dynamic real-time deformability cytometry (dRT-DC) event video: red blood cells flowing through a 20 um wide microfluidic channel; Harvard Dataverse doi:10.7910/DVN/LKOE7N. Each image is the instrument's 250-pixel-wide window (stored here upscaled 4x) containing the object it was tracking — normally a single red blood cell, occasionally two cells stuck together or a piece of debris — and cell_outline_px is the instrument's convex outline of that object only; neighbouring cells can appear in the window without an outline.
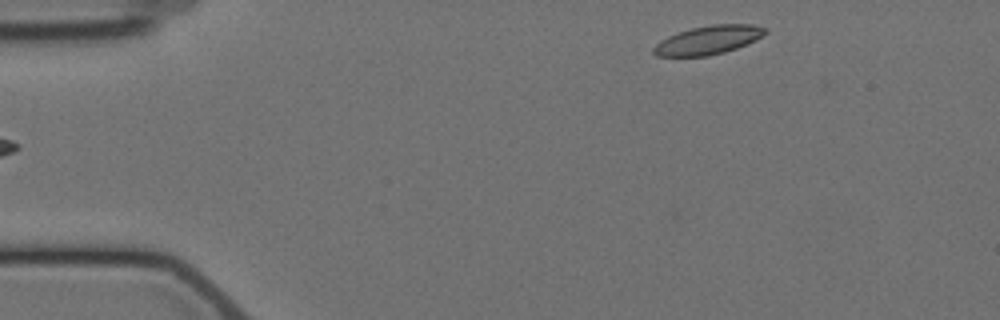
{"species": "Egyptian fruit bat (a non-hibernating species)", "species_latin": "Rousettus aegyptiacus", "temperature_condition": "cold", "stored_images_in_passage": 4, "segment_of_instrument_passage": [2, 2], "camera_frame_rate_fps": 3000, "um_per_image_px": 0.085, "animal": {"sex": "female"}, "frame": {"image": 1, "passage_image": 4, "time_ms": 3.333, "image_size_px": [1000, 320], "cell_outline_px": [[768, 32], [756, 40], [736, 48], [724, 52], [708, 56], [656, 56], [652, 52], [652, 48], [660, 40], [668, 36], [692, 28], [712, 24], [752, 24], [768, 28]], "centroid_in_image_um": [60.22, 3.4], "position_along_channel_um": 24.8, "area_um2": 18.67}}